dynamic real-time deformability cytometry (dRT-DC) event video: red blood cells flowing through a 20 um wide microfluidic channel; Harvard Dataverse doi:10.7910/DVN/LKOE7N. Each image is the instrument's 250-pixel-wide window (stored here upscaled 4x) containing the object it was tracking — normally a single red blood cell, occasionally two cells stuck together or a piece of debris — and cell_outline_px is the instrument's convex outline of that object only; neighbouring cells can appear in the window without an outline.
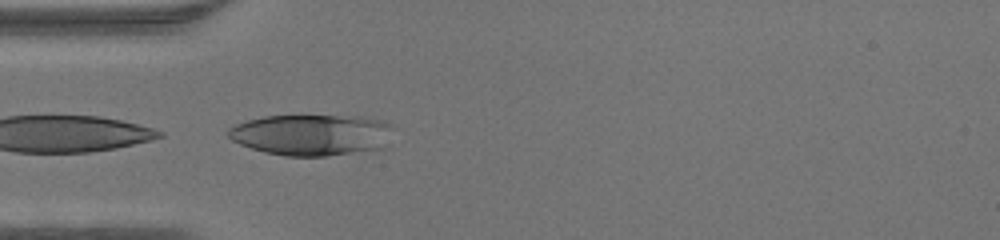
{"species": "human", "species_latin": "Homo sapiens", "temperature_condition": "warm", "stored_images_in_passage": 34, "camera_frame_rate_fps": 3000, "um_per_image_px": 0.085, "donor": {"sex": "male"}, "frame": {"image": 1, "passage_image": 14, "time_ms": 4.333, "image_size_px": [1000, 240], "cell_outline_px": [[392, 124], [384, 148], [324, 156], [284, 156], [264, 152], [240, 144], [232, 140], [228, 136], [228, 128], [236, 124], [248, 120], [264, 116], [360, 116], [380, 120]], "centroid_in_image_um": [26.45, 11.46], "position_along_channel_um": 58.5, "area_um2": 39.36}}
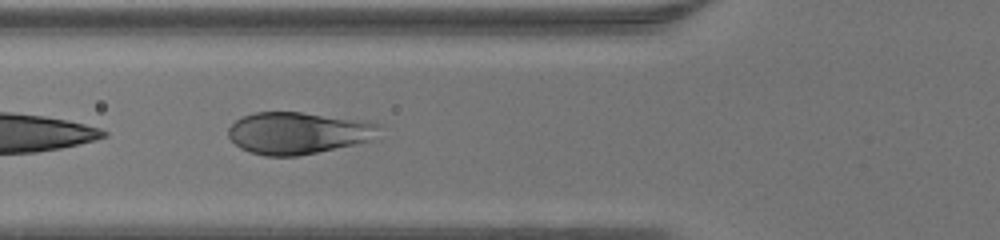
{"frame": {"image": 2, "passage_image": 17, "time_ms": 5.333, "image_size_px": [1000, 240], "cell_outline_px": [[380, 128], [368, 140], [356, 144], [296, 156], [264, 156], [248, 152], [240, 148], [228, 136], [228, 128], [236, 120], [244, 116], [256, 112], [300, 112], [368, 120], [380, 124]], "centroid_in_image_um": [25.31, 11.3], "position_along_channel_um": 100.5, "area_um2": 36.76}}